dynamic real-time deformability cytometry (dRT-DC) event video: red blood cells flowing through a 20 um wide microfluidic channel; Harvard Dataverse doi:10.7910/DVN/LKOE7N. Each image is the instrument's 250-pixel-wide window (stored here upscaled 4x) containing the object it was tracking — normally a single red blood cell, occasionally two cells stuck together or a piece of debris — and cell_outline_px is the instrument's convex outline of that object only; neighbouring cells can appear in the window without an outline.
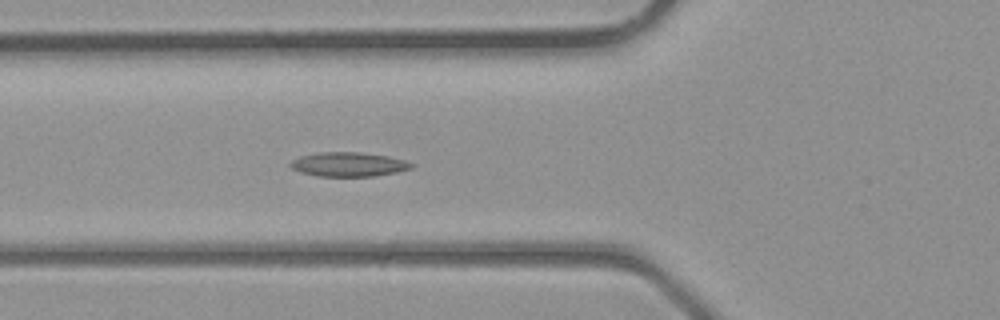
{"species": "common noctule bat (a hibernating species)", "species_latin": "Nyctalus noctula", "temperature_condition": "room temperature", "stored_images_in_passage": 41, "camera_frame_rate_fps": 3000, "um_per_image_px": 0.085, "animal": {"sex": "male", "body_mass_g": 23.1, "forearm_length_mm": 52.7}, "frame": {"image": 1, "passage_image": 15, "time_ms": 4.667, "image_size_px": [1000, 320], "cell_outline_px": [[416, 164], [412, 168], [396, 172], [376, 176], [316, 176], [300, 172], [292, 168], [288, 164], [292, 160], [300, 156], [320, 152], [360, 152], [388, 156], [408, 160]], "centroid_in_image_um": [29.66, 13.97], "position_along_channel_um": 96.1, "area_um2": 17.28}}
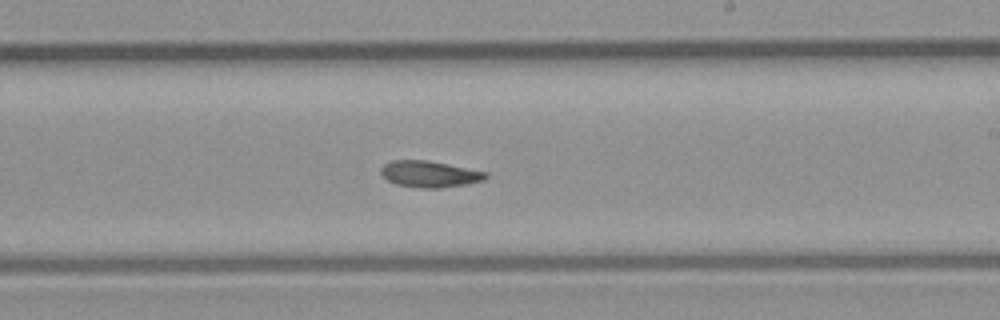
{"frame": {"image": 2, "passage_image": 24, "time_ms": 7.667, "image_size_px": [1000, 320], "cell_outline_px": [[488, 176], [484, 180], [464, 184], [440, 188], [424, 188], [396, 184], [388, 180], [380, 172], [380, 168], [384, 164], [392, 160], [428, 160], [488, 172]], "centroid_in_image_um": [36.51, 14.78], "position_along_channel_um": 252.5, "area_um2": 16.01}}
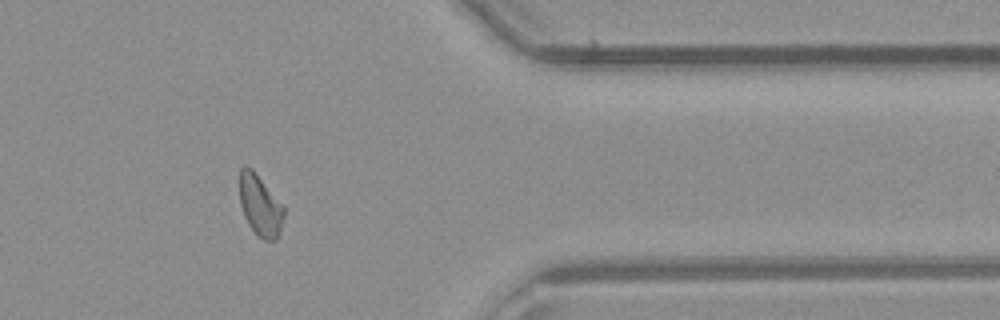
{"frame": {"image": 3, "passage_image": 33, "time_ms": 10.667, "image_size_px": [1000, 320], "cell_outline_px": [[284, 216], [280, 236], [276, 240], [264, 240], [256, 236], [248, 224], [244, 216], [240, 204], [240, 168], [244, 164], [252, 168], [284, 204]], "centroid_in_image_um": [22.13, 17.47], "position_along_channel_um": 389.3, "area_um2": 16.3}}